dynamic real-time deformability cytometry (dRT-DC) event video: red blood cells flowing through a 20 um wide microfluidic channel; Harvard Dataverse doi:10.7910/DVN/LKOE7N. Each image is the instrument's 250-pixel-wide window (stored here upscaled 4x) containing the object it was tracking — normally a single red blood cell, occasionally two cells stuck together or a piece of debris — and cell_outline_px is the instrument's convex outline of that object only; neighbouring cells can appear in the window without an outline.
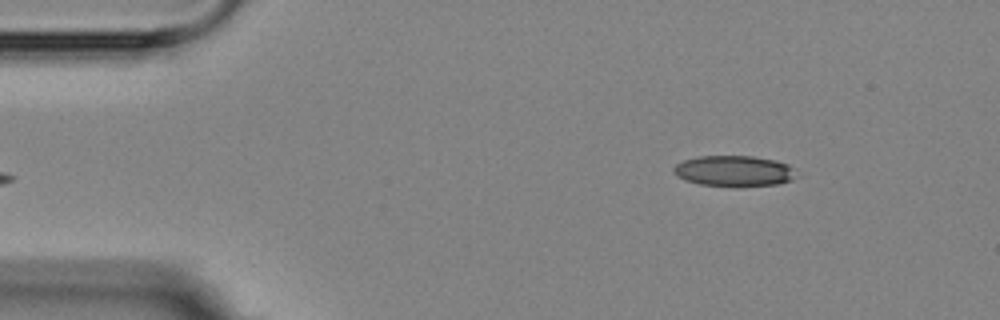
{"species": "Egyptian fruit bat (a non-hibernating species)", "species_latin": "Rousettus aegyptiacus", "temperature_condition": "room temperature", "stored_images_in_passage": 5, "camera_frame_rate_fps": 3000, "um_per_image_px": 0.085, "animal": {"sex": "female"}, "frame": {"image": 1, "passage_image": 5, "time_ms": 6.0, "image_size_px": [1000, 320], "cell_outline_px": [[800, 176], [792, 180], [776, 184], [740, 188], [736, 188], [700, 184], [684, 180], [676, 176], [672, 172], [672, 168], [676, 164], [684, 160], [696, 156], [752, 156], [772, 160], [788, 164], [796, 168]], "centroid_in_image_um": [62.42, 14.56], "position_along_channel_um": 22.6, "area_um2": 22.77}}